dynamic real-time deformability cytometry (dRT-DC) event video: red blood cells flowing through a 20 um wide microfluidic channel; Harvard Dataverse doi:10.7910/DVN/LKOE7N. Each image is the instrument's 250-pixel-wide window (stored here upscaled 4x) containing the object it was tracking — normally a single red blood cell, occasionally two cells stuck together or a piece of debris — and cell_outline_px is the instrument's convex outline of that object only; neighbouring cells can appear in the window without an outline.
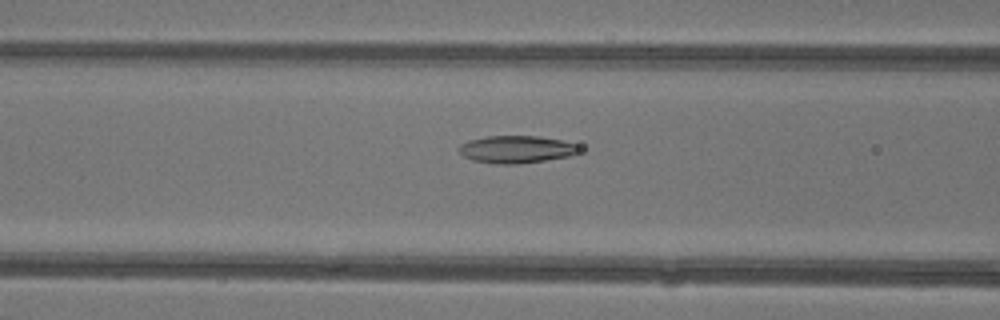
{"species": "common noctule bat (a hibernating species)", "species_latin": "Nyctalus noctula", "temperature_condition": "warm", "stored_images_in_passage": 48, "camera_frame_rate_fps": 3000, "um_per_image_px": 0.085, "animal": {"sex": "female"}, "frame": {"image": 1, "passage_image": 20, "time_ms": 6.333, "image_size_px": [1000, 320], "cell_outline_px": [[584, 148], [568, 156], [544, 160], [516, 164], [492, 164], [472, 160], [464, 156], [456, 148], [460, 144], [468, 140], [488, 136], [540, 136], [564, 140], [576, 144]], "centroid_in_image_um": [43.87, 12.68], "position_along_channel_um": 122.7, "area_um2": 19.36}}
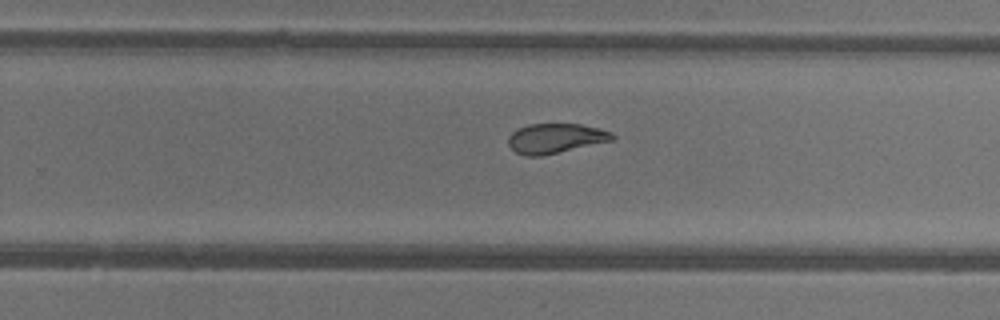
{"frame": {"image": 2, "passage_image": 31, "time_ms": 10.0, "image_size_px": [1000, 320], "cell_outline_px": [[616, 140], [540, 156], [524, 156], [516, 152], [508, 144], [508, 136], [512, 132], [528, 124], [580, 124], [600, 128], [612, 132], [616, 136]], "centroid_in_image_um": [47.26, 11.76], "position_along_channel_um": 282.5, "area_um2": 18.15}}
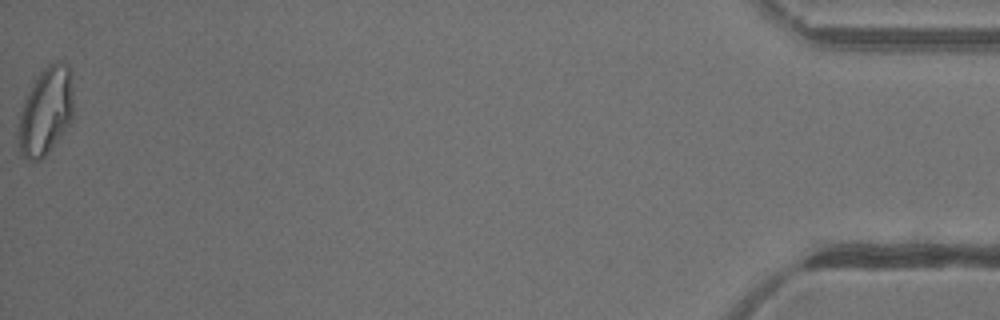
{"frame": {"image": 3, "passage_image": 48, "time_ms": 15.667, "image_size_px": [1000, 320], "cell_outline_px": [[72, 120], [48, 152], [40, 160], [28, 160], [20, 156], [16, 136], [20, 112], [24, 100], [36, 76], [48, 64], [56, 60], [60, 60], [68, 64], [72, 88]], "centroid_in_image_um": [3.85, 9.46], "position_along_channel_um": 431.4, "area_um2": 28.38}, "authors_computed_cell_mechanics": {"area_um2": 21.097, "velocity_mm_per_s": 4.3795, "shape_relaxation_time_tau1_ms": 6.0869, "shape_relaxation_time_tau2_ms": 1.8634, "deformation_change_tau1": 0.208, "deformation_change_tau2": 0.0843}}